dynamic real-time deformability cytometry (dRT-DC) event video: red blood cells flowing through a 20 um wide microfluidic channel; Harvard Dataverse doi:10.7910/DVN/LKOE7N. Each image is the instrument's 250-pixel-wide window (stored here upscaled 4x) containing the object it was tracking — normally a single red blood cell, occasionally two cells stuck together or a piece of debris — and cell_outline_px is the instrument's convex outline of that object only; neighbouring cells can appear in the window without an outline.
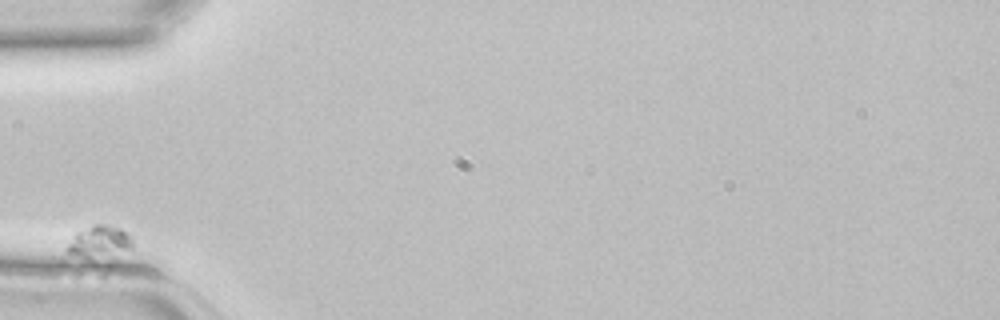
{"species": "common noctule bat (a hibernating species)", "species_latin": "Nyctalus noctula", "temperature_condition": "room temperature", "stored_images_in_passage": 7, "camera_frame_rate_fps": 3000, "um_per_image_px": 0.085, "animal": {"sex": "female", "body_mass_g": 22.7, "forearm_length_mm": 54.2}, "frame": {"image": 1, "passage_image": 1, "time_ms": 0.0, "image_size_px": [1000, 320], "cell_outline_px": [[132, 248], [84, 252], [68, 252], [68, 244], [76, 232], [92, 224], [108, 224], [132, 232]], "centroid_in_image_um": [8.53, 20.31], "position_along_channel_um": 76.5, "area_um2": 10.29}}
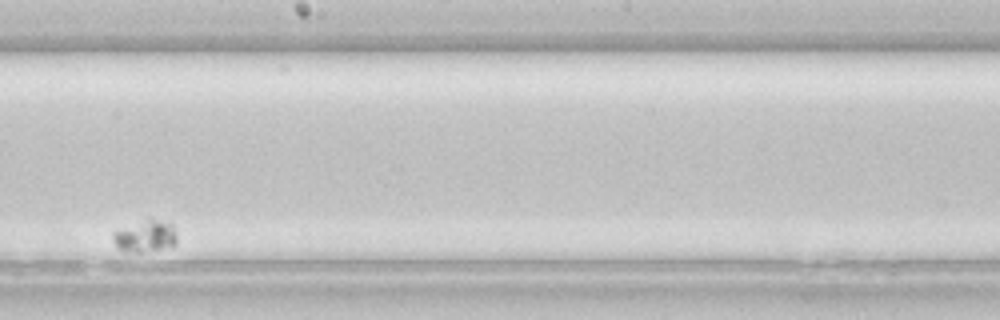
{"frame": {"image": 2, "passage_image": 5, "time_ms": 1.333, "image_size_px": [1000, 320], "cell_outline_px": [[176, 244], [160, 248], [140, 252], [136, 252], [120, 248], [116, 244], [112, 236], [112, 232], [148, 216], [172, 224], [176, 236]], "centroid_in_image_um": [12.35, 20.0], "position_along_channel_um": 235.9, "area_um2": 11.73}}